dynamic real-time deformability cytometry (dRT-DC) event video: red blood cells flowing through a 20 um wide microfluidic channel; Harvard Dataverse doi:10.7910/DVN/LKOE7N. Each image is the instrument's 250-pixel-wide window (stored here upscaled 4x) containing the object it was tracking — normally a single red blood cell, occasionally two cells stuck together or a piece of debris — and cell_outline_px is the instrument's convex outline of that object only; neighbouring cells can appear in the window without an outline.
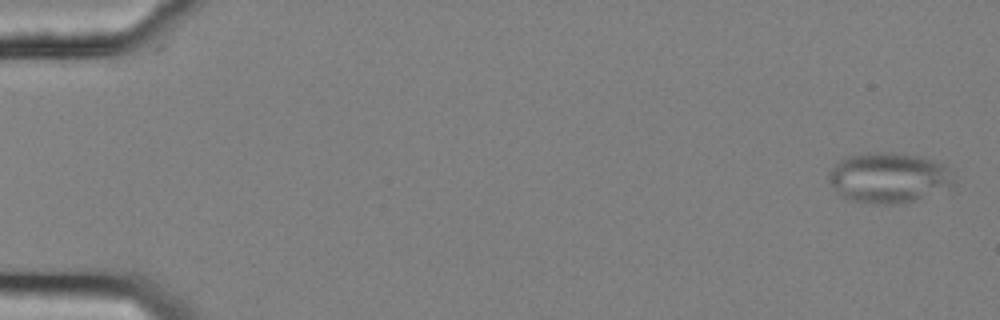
{"species": "common noctule bat (a hibernating species)", "species_latin": "Nyctalus noctula", "temperature_condition": "cold", "stored_images_in_passage": 56, "camera_frame_rate_fps": 3000, "um_per_image_px": 0.085, "animal": {"sex": "female", "body_mass_g": 25.1}, "frame": {"image": 1, "passage_image": 1, "time_ms": 0.0, "image_size_px": [1000, 320], "cell_outline_px": [[952, 184], [916, 200], [892, 204], [872, 204], [852, 200], [840, 196], [836, 192], [828, 180], [828, 172], [840, 160], [848, 156], [860, 152], [888, 152], [916, 156], [932, 160], [944, 164], [948, 168], [952, 180]], "centroid_in_image_um": [75.44, 15.1], "position_along_channel_um": 9.6, "area_um2": 36.24}}
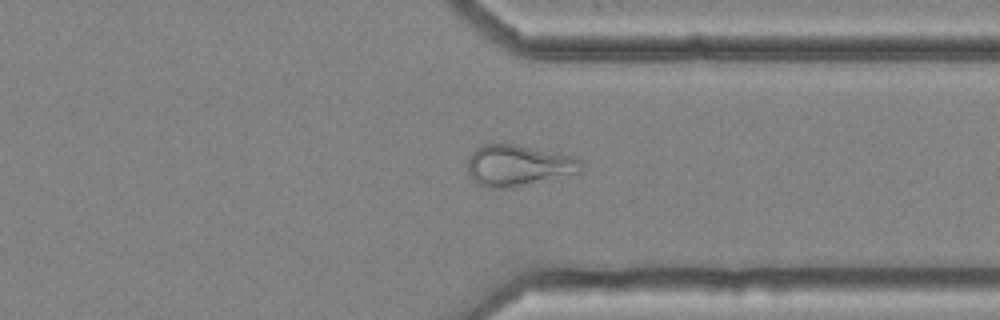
{"frame": {"image": 2, "passage_image": 43, "time_ms": 14.0, "image_size_px": [1000, 320], "cell_outline_px": [[580, 172], [512, 188], [488, 188], [476, 184], [472, 180], [468, 172], [468, 160], [472, 152], [476, 148], [484, 144], [512, 144], [572, 156], [580, 160]], "centroid_in_image_um": [43.98, 14.09], "position_along_channel_um": 367.4, "area_um2": 26.93}}
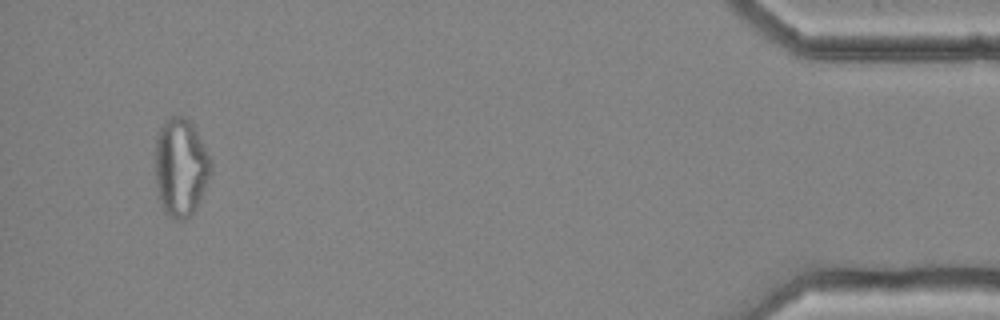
{"frame": {"image": 3, "passage_image": 53, "time_ms": 17.333, "image_size_px": [1000, 320], "cell_outline_px": [[212, 164], [204, 188], [196, 208], [184, 220], [172, 220], [164, 212], [160, 204], [156, 184], [156, 140], [160, 128], [164, 120], [172, 116], [184, 116], [196, 128]], "centroid_in_image_um": [15.33, 14.22], "position_along_channel_um": 419.9, "area_um2": 31.56}}